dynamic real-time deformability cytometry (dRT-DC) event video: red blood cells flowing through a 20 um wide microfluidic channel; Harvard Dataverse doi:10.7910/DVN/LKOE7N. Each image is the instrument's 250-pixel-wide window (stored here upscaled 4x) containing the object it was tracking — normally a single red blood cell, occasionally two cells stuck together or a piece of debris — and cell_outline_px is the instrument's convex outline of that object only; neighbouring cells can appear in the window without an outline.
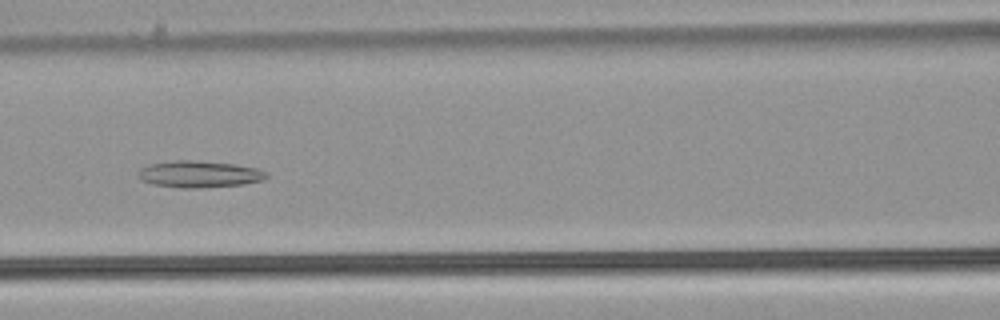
{"species": "common noctule bat (a hibernating species)", "species_latin": "Nyctalus noctula", "temperature_condition": "warm", "stored_images_in_passage": 47, "camera_frame_rate_fps": 3000, "um_per_image_px": 0.085, "animal": {"sex": "male", "body_mass_g": 21.5, "forearm_length_mm": 52.0}, "frame": {"image": 1, "passage_image": 19, "time_ms": 6.0, "image_size_px": [1000, 320], "cell_outline_px": [[268, 176], [264, 180], [244, 184], [200, 188], [180, 188], [152, 184], [140, 180], [136, 176], [136, 172], [140, 168], [148, 164], [176, 160], [196, 160], [232, 164], [256, 168], [268, 172]], "centroid_in_image_um": [16.89, 14.81], "position_along_channel_um": 149.7, "area_um2": 20.23}}
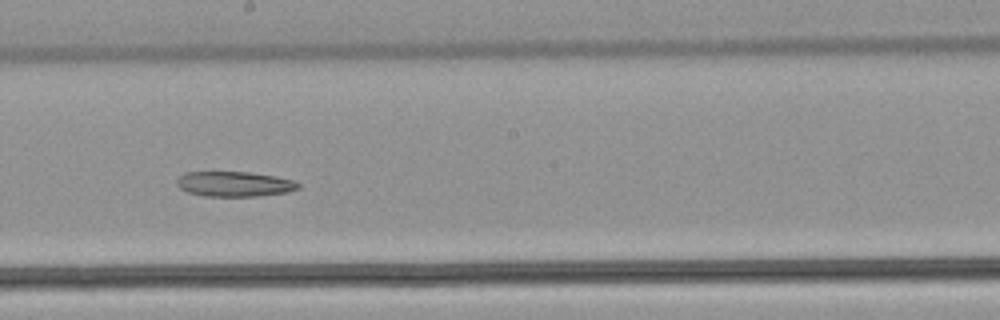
{"frame": {"image": 2, "passage_image": 25, "time_ms": 8.0, "image_size_px": [1000, 320], "cell_outline_px": [[300, 188], [288, 192], [256, 196], [204, 196], [188, 192], [180, 188], [176, 184], [176, 180], [184, 172], [248, 172], [276, 176], [292, 180], [300, 184]], "centroid_in_image_um": [19.92, 15.64], "position_along_channel_um": 228.3, "area_um2": 17.74}}
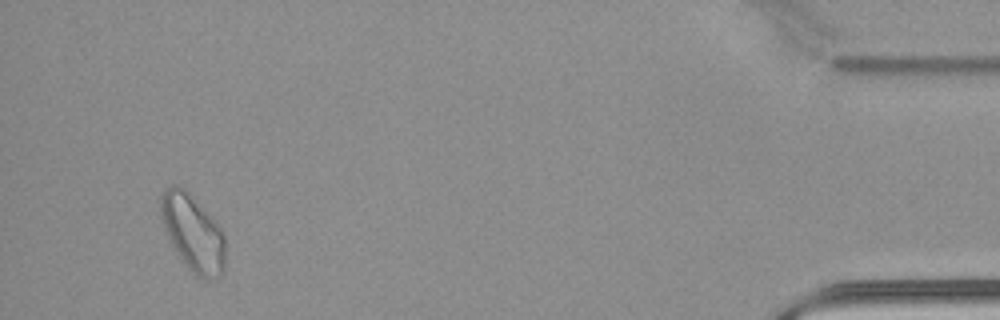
{"frame": {"image": 3, "passage_image": 45, "time_ms": 14.667, "image_size_px": [1000, 320], "cell_outline_px": [[224, 272], [220, 276], [204, 280], [196, 276], [188, 268], [172, 244], [164, 228], [160, 216], [160, 196], [164, 188], [172, 184], [176, 184], [184, 188], [188, 192], [220, 228], [224, 236]], "centroid_in_image_um": [16.36, 19.78], "position_along_channel_um": 418.8, "area_um2": 28.38}}